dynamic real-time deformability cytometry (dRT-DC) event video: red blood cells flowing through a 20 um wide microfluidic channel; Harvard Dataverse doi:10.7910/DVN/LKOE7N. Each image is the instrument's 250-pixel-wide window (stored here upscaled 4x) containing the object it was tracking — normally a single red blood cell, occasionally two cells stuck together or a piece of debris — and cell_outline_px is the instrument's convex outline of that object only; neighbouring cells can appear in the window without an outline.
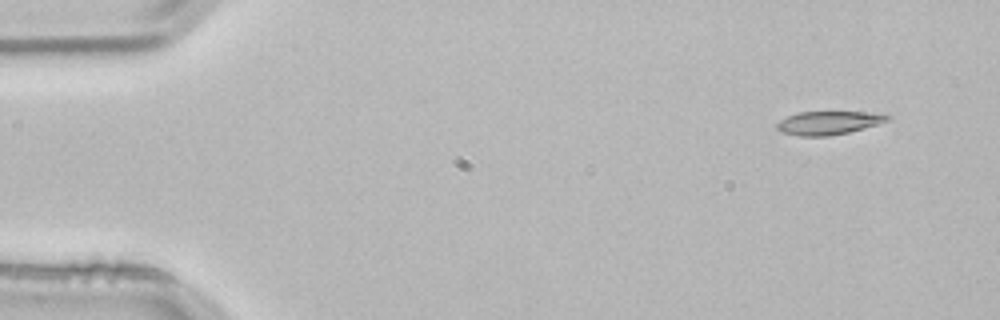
{"species": "common noctule bat (a hibernating species)", "species_latin": "Nyctalus noctula", "temperature_condition": "room temperature", "stored_images_in_passage": 3, "camera_frame_rate_fps": 3000, "um_per_image_px": 0.085, "animal": {"sex": "male", "body_mass_g": 21.5, "forearm_length_mm": 52.0}, "frame": {"image": 1, "passage_image": 1, "time_ms": 0.0, "image_size_px": [1000, 320], "cell_outline_px": [[892, 116], [888, 120], [864, 128], [848, 132], [828, 136], [800, 136], [784, 132], [776, 128], [776, 124], [780, 120], [788, 116], [800, 112], [888, 112]], "centroid_in_image_um": [70.49, 10.42], "position_along_channel_um": 14.5, "area_um2": 15.09}}
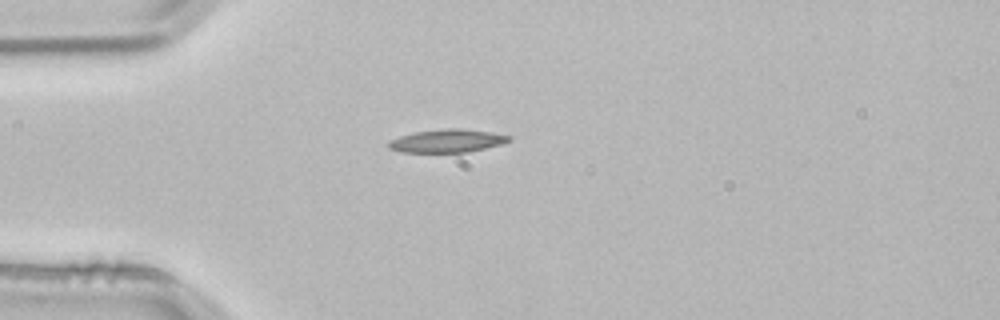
{"frame": {"image": 2, "passage_image": 3, "time_ms": 0.667, "image_size_px": [1000, 320], "cell_outline_px": [[512, 140], [504, 144], [468, 152], [400, 152], [388, 148], [388, 140], [400, 136], [416, 132], [444, 128], [460, 128], [492, 132], [512, 136]], "centroid_in_image_um": [38.05, 11.97], "position_along_channel_um": 47.0, "area_um2": 16.42}}